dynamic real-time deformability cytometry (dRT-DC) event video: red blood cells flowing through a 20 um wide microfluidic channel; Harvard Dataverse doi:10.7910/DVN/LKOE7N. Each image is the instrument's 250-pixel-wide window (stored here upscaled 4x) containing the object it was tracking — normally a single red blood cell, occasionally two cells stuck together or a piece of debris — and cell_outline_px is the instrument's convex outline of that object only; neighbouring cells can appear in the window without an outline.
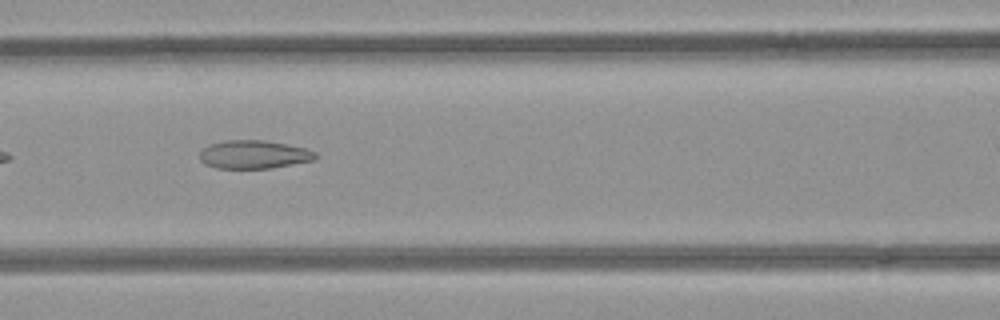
{"species": "common noctule bat (a hibernating species)", "species_latin": "Nyctalus noctula", "temperature_condition": "room temperature", "stored_images_in_passage": 7, "camera_frame_rate_fps": 3000, "um_per_image_px": 0.085, "animal": {"sex": "female", "body_mass_g": 21.9}, "frame": {"image": 1, "passage_image": 4, "time_ms": 1.0, "image_size_px": [1000, 320], "cell_outline_px": [[320, 156], [316, 160], [272, 168], [216, 168], [204, 164], [200, 160], [200, 152], [208, 144], [224, 140], [264, 140], [304, 148], [316, 152]], "centroid_in_image_um": [21.59, 13.13], "position_along_channel_um": 145.0, "area_um2": 19.25}}